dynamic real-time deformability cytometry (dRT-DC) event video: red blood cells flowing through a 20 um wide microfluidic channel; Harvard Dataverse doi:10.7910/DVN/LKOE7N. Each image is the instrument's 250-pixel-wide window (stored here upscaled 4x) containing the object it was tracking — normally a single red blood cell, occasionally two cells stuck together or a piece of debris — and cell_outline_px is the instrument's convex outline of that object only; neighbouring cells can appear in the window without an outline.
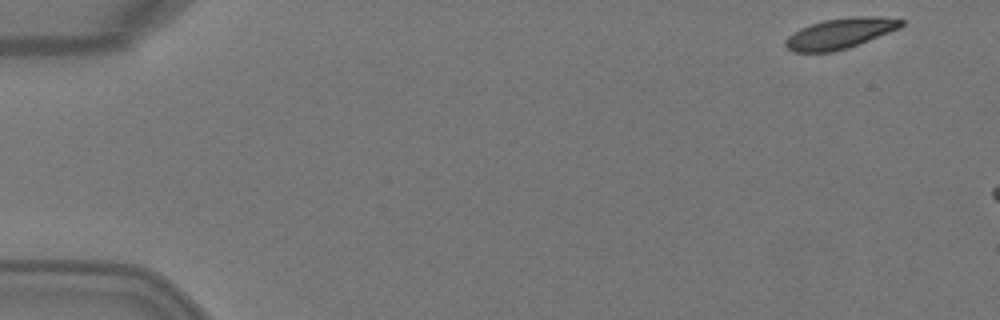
{"species": "Egyptian fruit bat (a non-hibernating species)", "species_latin": "Rousettus aegyptiacus", "temperature_condition": "warm", "stored_images_in_passage": 3, "camera_frame_rate_fps": 3000, "um_per_image_px": 0.085, "animal": {"sex": "female"}, "frame": {"image": 1, "passage_image": 1, "time_ms": 0.0, "image_size_px": [1000, 320], "cell_outline_px": [[904, 24], [900, 28], [848, 48], [832, 52], [792, 52], [784, 44], [784, 40], [788, 36], [800, 28], [824, 20], [852, 16], [876, 16], [904, 20]], "centroid_in_image_um": [71.4, 2.84], "position_along_channel_um": 13.6, "area_um2": 20.52}}